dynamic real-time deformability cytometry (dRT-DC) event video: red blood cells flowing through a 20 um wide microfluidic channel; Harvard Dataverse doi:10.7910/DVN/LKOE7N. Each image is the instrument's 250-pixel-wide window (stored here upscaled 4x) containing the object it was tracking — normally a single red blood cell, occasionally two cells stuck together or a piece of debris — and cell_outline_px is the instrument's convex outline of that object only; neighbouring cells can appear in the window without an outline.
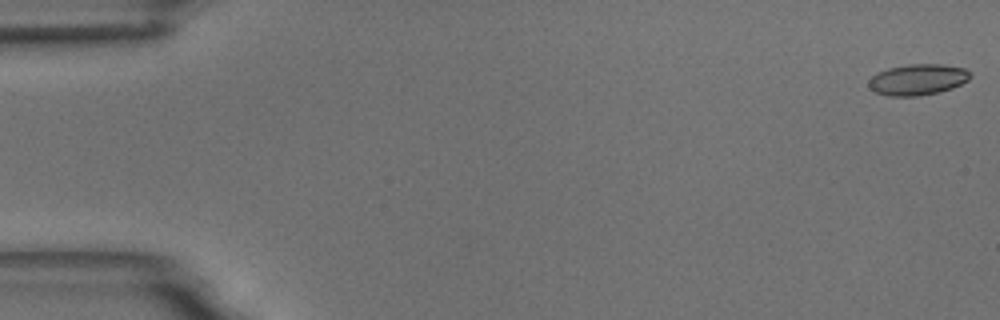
{"species": "common noctule bat (a hibernating species)", "species_latin": "Nyctalus noctula", "temperature_condition": "room temperature", "stored_images_in_passage": 18, "camera_frame_rate_fps": 3000, "um_per_image_px": 0.085, "animal": {"sex": "male", "body_mass_g": 18.8}, "frame": {"image": 1, "passage_image": 1, "time_ms": 0.0, "image_size_px": [1000, 320], "cell_outline_px": [[972, 76], [968, 80], [952, 88], [936, 92], [916, 96], [888, 96], [876, 92], [868, 84], [868, 80], [872, 76], [888, 68], [908, 64], [944, 64], [964, 68], [972, 72]], "centroid_in_image_um": [78.04, 6.75], "position_along_channel_um": 7.0, "area_um2": 18.26}}
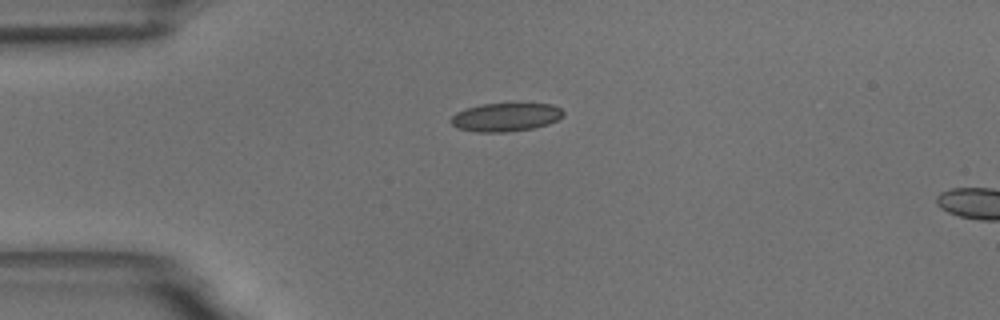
{"frame": {"image": 2, "passage_image": 14, "time_ms": 4.333, "image_size_px": [1000, 320], "cell_outline_px": [[564, 116], [548, 124], [532, 128], [504, 132], [476, 132], [460, 128], [452, 124], [448, 120], [456, 112], [464, 108], [480, 104], [552, 104], [560, 108], [564, 112]], "centroid_in_image_um": [42.96, 9.95], "position_along_channel_um": 42.0, "area_um2": 18.55}}